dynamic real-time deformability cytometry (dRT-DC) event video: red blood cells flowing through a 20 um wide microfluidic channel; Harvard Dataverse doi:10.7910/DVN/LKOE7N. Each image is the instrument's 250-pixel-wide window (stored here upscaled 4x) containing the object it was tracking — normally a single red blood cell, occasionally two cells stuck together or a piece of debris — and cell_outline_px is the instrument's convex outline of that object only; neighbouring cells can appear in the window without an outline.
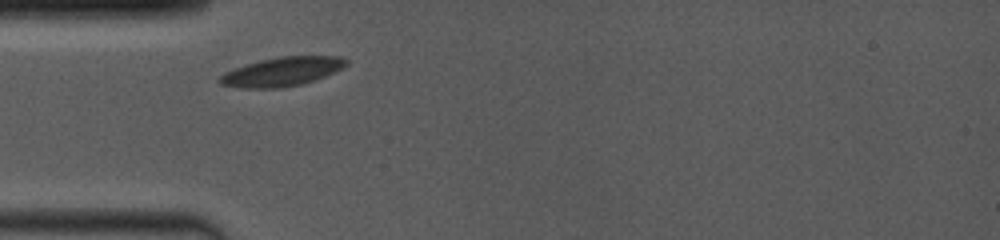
{"species": "common noctule bat (a hibernating species)", "species_latin": "Nyctalus noctula", "temperature_condition": "room temperature", "stored_images_in_passage": 24, "camera_frame_rate_fps": 4000, "um_per_image_px": 0.085, "animal": {"sex": "female", "body_mass_g": 19.0, "forearm_length_mm": 53.3}, "frame": {"image": 1, "passage_image": 1, "time_ms": 0.0, "image_size_px": [1000, 240], "cell_outline_px": [[348, 64], [324, 76], [300, 84], [280, 88], [240, 88], [220, 84], [216, 80], [220, 76], [232, 68], [260, 60], [280, 56], [340, 56], [348, 60]], "centroid_in_image_um": [23.91, 6.08], "position_along_channel_um": 61.1, "area_um2": 21.21}}
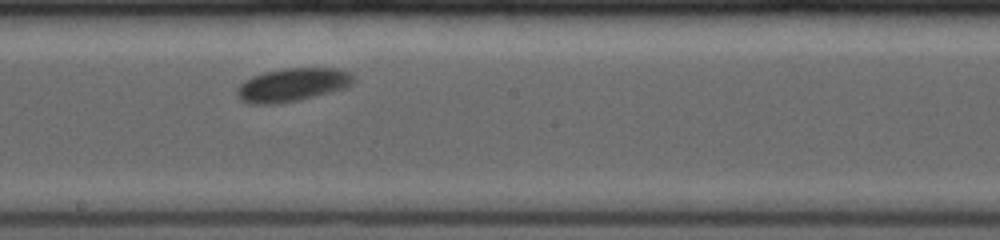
{"frame": {"image": 2, "passage_image": 11, "time_ms": 4.25, "image_size_px": [1000, 240], "cell_outline_px": [[352, 80], [344, 88], [300, 100], [276, 104], [248, 104], [240, 100], [236, 96], [236, 88], [244, 80], [252, 76], [264, 72], [284, 68], [336, 68], [348, 72], [352, 76]], "centroid_in_image_um": [24.75, 7.22], "position_along_channel_um": 223.5, "area_um2": 22.54}}
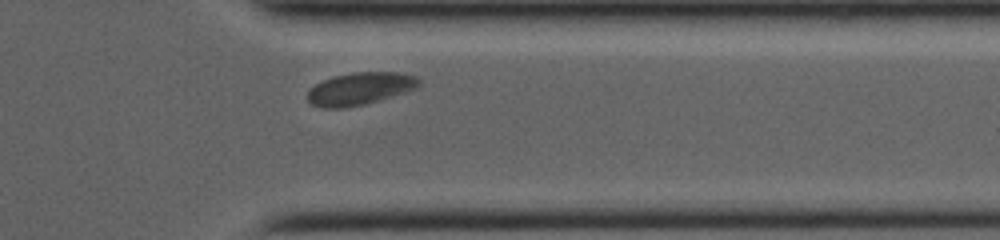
{"frame": {"image": 3, "passage_image": 21, "time_ms": 8.25, "image_size_px": [1000, 240], "cell_outline_px": [[420, 84], [416, 88], [368, 104], [344, 108], [320, 108], [312, 104], [308, 100], [308, 92], [316, 84], [324, 80], [336, 76], [356, 72], [396, 72], [416, 76], [420, 80]], "centroid_in_image_um": [30.61, 7.55], "position_along_channel_um": 380.8, "area_um2": 20.92}, "authors_computed_cell_mechanics": {"area_um2": 21.5305, "velocity_mm_per_s": 3.8948, "shape_relaxation_time_tau1_ms": 1.4762, "shape_relaxation_time_tau2_ms": 9.6349, "deformation_change_tau1": 0.0722, "deformation_change_tau2": 0.0481}}